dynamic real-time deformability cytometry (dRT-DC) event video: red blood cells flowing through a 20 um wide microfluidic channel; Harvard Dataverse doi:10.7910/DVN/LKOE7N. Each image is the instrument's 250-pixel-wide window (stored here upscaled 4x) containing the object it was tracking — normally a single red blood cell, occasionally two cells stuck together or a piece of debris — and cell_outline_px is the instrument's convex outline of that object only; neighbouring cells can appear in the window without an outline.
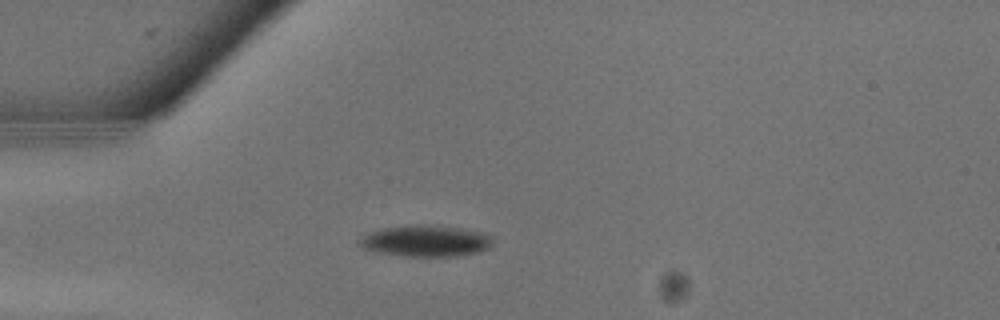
{"species": "common noctule bat (a hibernating species)", "species_latin": "Nyctalus noctula", "temperature_condition": "warm", "stored_images_in_passage": 13, "camera_frame_rate_fps": 3000, "um_per_image_px": 0.085, "animal": {"sex": "male", "body_mass_g": 13.3}, "frame": {"image": 1, "passage_image": 4, "time_ms": 1.0, "image_size_px": [1000, 320], "cell_outline_px": [[492, 244], [488, 248], [480, 252], [452, 256], [404, 256], [376, 252], [364, 248], [356, 240], [360, 236], [368, 232], [384, 228], [412, 224], [420, 224], [456, 228], [484, 232], [492, 236]], "centroid_in_image_um": [36.15, 20.47], "position_along_channel_um": 48.8, "area_um2": 24.39}}
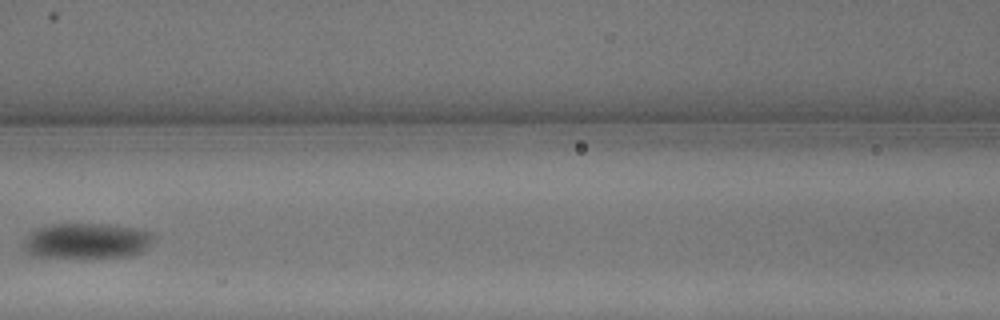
{"frame": {"image": 2, "passage_image": 9, "time_ms": 2.667, "image_size_px": [1000, 320], "cell_outline_px": [[156, 236], [148, 248], [140, 252], [128, 256], [32, 256], [24, 252], [24, 240], [36, 228], [52, 224], [104, 224], [140, 228], [152, 232]], "centroid_in_image_um": [7.42, 20.45], "position_along_channel_um": 159.2, "area_um2": 26.65}}
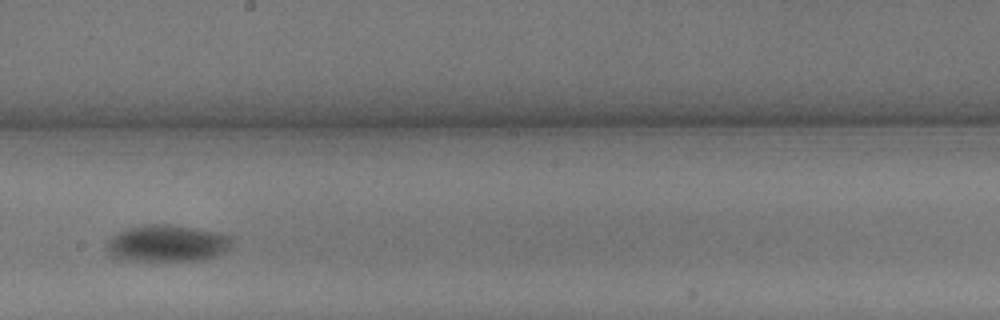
{"frame": {"image": 3, "passage_image": 12, "time_ms": 3.667, "image_size_px": [1000, 320], "cell_outline_px": [[232, 244], [224, 252], [216, 256], [204, 260], [128, 260], [112, 256], [104, 248], [108, 240], [112, 236], [128, 228], [152, 224], [168, 224], [224, 232], [232, 236]], "centroid_in_image_um": [14.26, 20.68], "position_along_channel_um": 233.9, "area_um2": 26.93}}